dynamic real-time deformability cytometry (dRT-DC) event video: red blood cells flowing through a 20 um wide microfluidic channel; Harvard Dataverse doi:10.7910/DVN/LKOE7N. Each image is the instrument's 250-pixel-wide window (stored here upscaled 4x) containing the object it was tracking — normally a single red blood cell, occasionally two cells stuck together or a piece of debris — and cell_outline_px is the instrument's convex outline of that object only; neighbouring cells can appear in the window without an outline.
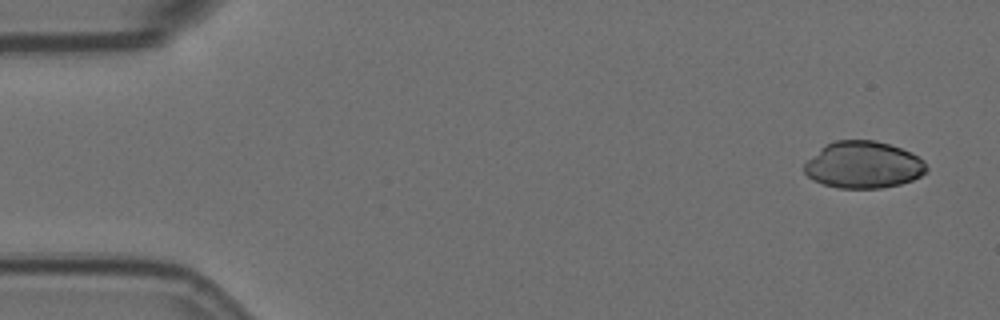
{"species": "Egyptian fruit bat (a non-hibernating species)", "species_latin": "Rousettus aegyptiacus", "temperature_condition": "room temperature", "stored_images_in_passage": 5, "camera_frame_rate_fps": 3000, "um_per_image_px": 0.085, "animal": {"sex": "female"}, "frame": {"image": 1, "passage_image": 1, "time_ms": 0.0, "image_size_px": [1000, 320], "cell_outline_px": [[928, 168], [920, 176], [912, 180], [900, 184], [880, 188], [836, 188], [812, 180], [804, 172], [804, 164], [820, 148], [836, 140], [876, 140], [900, 148], [924, 160]], "centroid_in_image_um": [73.37, 14.02], "position_along_channel_um": 11.6, "area_um2": 33.18}}
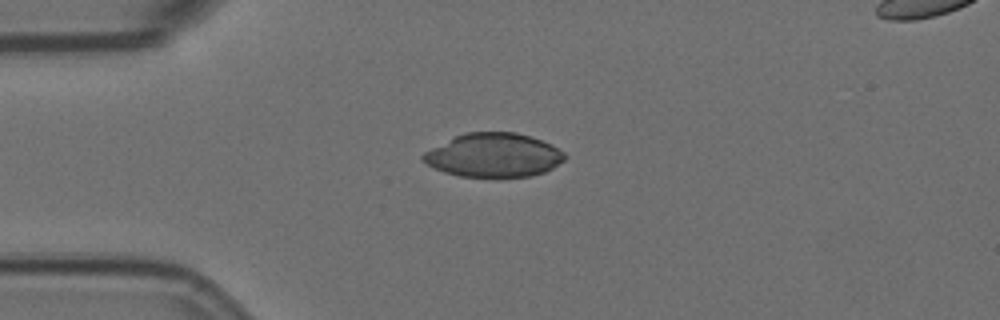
{"frame": {"image": 2, "passage_image": 4, "time_ms": 1.0, "image_size_px": [1000, 320], "cell_outline_px": [[568, 156], [564, 160], [552, 168], [544, 172], [532, 176], [460, 176], [444, 172], [420, 160], [420, 156], [424, 152], [464, 132], [516, 132], [552, 144], [564, 152]], "centroid_in_image_um": [41.97, 13.18], "position_along_channel_um": 43.0, "area_um2": 35.89}}